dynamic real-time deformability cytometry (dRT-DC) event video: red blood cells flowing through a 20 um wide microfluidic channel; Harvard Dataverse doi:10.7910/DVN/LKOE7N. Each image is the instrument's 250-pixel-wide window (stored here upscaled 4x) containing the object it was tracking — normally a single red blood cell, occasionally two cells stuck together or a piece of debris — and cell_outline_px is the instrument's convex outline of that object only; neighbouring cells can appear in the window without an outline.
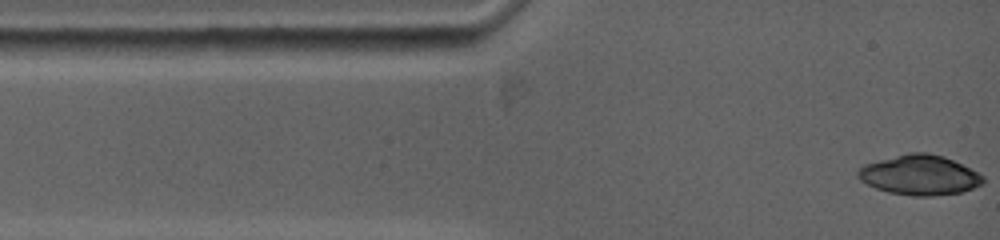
{"species": "common noctule bat (a hibernating species)", "species_latin": "Nyctalus noctula", "temperature_condition": "warm", "stored_images_in_passage": 8, "camera_frame_rate_fps": 5000, "um_per_image_px": 0.085, "animal": {"sex": "female", "body_mass_g": 19.0, "forearm_length_mm": 53.3}, "frame": {"image": 1, "passage_image": 1, "time_ms": 0.0, "image_size_px": [1000, 240], "cell_outline_px": [[984, 184], [960, 192], [932, 196], [912, 196], [888, 192], [876, 188], [860, 180], [856, 176], [856, 172], [860, 168], [868, 164], [880, 160], [908, 152], [928, 152], [944, 156], [984, 176]], "centroid_in_image_um": [78.16, 14.88], "position_along_channel_um": 6.8, "area_um2": 28.84}}